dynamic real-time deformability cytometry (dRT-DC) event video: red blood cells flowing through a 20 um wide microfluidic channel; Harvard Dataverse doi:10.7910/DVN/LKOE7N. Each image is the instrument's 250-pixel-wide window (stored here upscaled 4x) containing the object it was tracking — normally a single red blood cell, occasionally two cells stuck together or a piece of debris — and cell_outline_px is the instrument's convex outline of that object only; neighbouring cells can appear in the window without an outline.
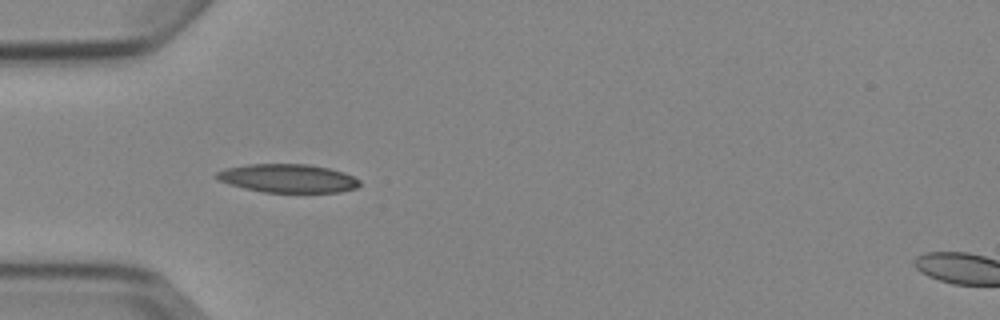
{"species": "Egyptian fruit bat (a non-hibernating species)", "species_latin": "Rousettus aegyptiacus", "temperature_condition": "cold", "stored_images_in_passage": 7, "camera_frame_rate_fps": 3000, "um_per_image_px": 0.085, "animal": {"sex": "female"}, "frame": {"image": 1, "passage_image": 2, "time_ms": 1.0, "image_size_px": [1000, 320], "cell_outline_px": [[360, 184], [356, 188], [340, 192], [264, 192], [244, 188], [228, 184], [216, 180], [212, 176], [216, 172], [224, 168], [248, 164], [308, 164], [328, 168], [344, 172], [360, 180]], "centroid_in_image_um": [24.41, 15.15], "position_along_channel_um": 60.6, "area_um2": 23.93}}
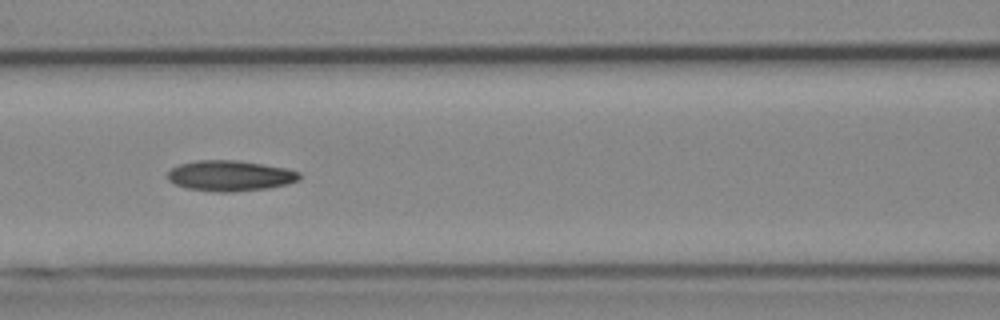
{"frame": {"image": 2, "passage_image": 4, "time_ms": 3.333, "image_size_px": [1000, 320], "cell_outline_px": [[300, 180], [288, 184], [268, 188], [232, 192], [216, 192], [188, 188], [176, 184], [168, 180], [168, 172], [172, 168], [180, 164], [196, 160], [236, 160], [284, 168], [300, 172]], "centroid_in_image_um": [19.56, 14.94], "position_along_channel_um": 147.0, "area_um2": 23.35}}
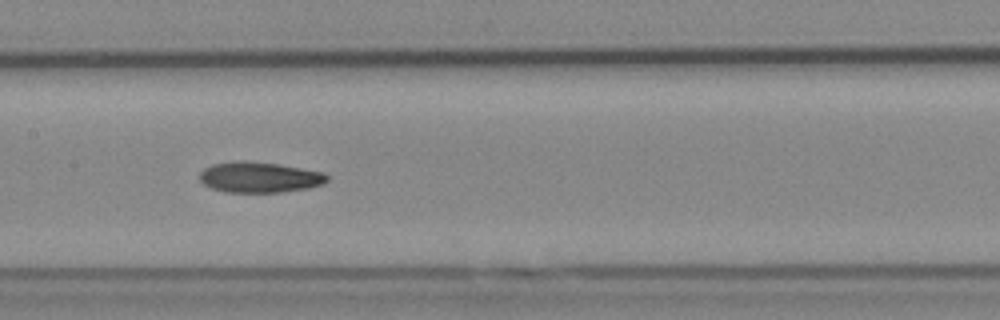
{"frame": {"image": 3, "passage_image": 5, "time_ms": 4.333, "image_size_px": [1000, 320], "cell_outline_px": [[328, 180], [324, 184], [308, 188], [280, 192], [224, 192], [212, 188], [204, 184], [200, 180], [200, 172], [204, 168], [212, 164], [244, 160], [280, 164], [324, 172], [328, 176]], "centroid_in_image_um": [22.07, 15.06], "position_along_channel_um": 185.3, "area_um2": 22.83}}